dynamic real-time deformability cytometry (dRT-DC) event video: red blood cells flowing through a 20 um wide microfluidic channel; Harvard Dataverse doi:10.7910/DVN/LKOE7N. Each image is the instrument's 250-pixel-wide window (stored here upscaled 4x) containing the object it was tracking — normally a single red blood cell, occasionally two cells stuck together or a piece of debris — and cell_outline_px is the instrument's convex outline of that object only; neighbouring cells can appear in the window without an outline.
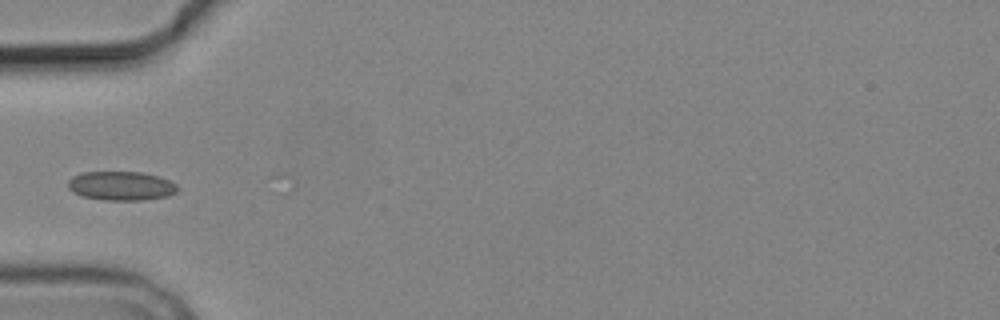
{"species": "common noctule bat (a hibernating species)", "species_latin": "Nyctalus noctula", "temperature_condition": "cold", "stored_images_in_passage": 3, "camera_frame_rate_fps": 3000, "um_per_image_px": 0.085, "animal": {"sex": "male", "body_mass_g": 19.2, "forearm_length_mm": 51.8}, "frame": {"image": 1, "passage_image": 3, "time_ms": 2.333, "image_size_px": [1000, 320], "cell_outline_px": [[180, 188], [176, 192], [168, 196], [144, 200], [104, 200], [84, 196], [72, 192], [68, 188], [68, 180], [72, 176], [80, 172], [140, 172], [160, 176], [176, 184]], "centroid_in_image_um": [10.3, 15.79], "position_along_channel_um": 74.7, "area_um2": 18.67}}